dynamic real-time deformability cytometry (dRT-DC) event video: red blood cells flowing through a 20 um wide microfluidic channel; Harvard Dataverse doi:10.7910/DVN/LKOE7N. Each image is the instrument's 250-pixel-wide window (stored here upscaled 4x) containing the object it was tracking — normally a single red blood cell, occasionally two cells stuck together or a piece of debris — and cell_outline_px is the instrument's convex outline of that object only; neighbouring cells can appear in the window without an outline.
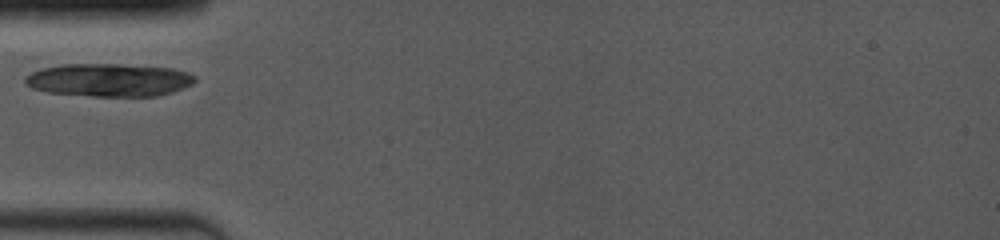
{"species": "common noctule bat (a hibernating species)", "species_latin": "Nyctalus noctula", "temperature_condition": "room temperature", "stored_images_in_passage": 3, "camera_frame_rate_fps": 4000, "um_per_image_px": 0.085, "animal": {"sex": "female", "body_mass_g": 19.0, "forearm_length_mm": 53.3}, "frame": {"image": 1, "passage_image": 1, "time_ms": 0.0, "image_size_px": [1000, 240], "cell_outline_px": [[196, 80], [192, 84], [184, 88], [172, 92], [156, 96], [92, 96], [44, 92], [32, 88], [24, 84], [24, 76], [40, 68], [60, 64], [120, 64], [172, 68], [188, 72], [196, 76]], "centroid_in_image_um": [9.23, 6.8], "position_along_channel_um": 75.8, "area_um2": 33.0}}
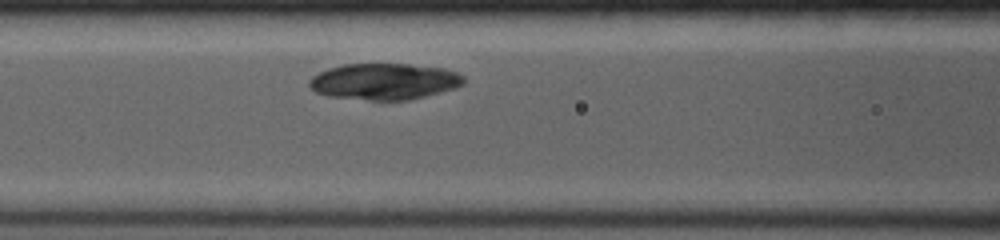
{"frame": {"image": 2, "passage_image": 3, "time_ms": 1.5, "image_size_px": [1000, 240], "cell_outline_px": [[464, 84], [456, 88], [408, 100], [368, 100], [328, 96], [316, 92], [308, 88], [308, 80], [312, 76], [328, 68], [344, 64], [408, 64], [444, 68], [456, 72], [464, 76]], "centroid_in_image_um": [32.64, 6.92], "position_along_channel_um": 134.0, "area_um2": 32.83}}